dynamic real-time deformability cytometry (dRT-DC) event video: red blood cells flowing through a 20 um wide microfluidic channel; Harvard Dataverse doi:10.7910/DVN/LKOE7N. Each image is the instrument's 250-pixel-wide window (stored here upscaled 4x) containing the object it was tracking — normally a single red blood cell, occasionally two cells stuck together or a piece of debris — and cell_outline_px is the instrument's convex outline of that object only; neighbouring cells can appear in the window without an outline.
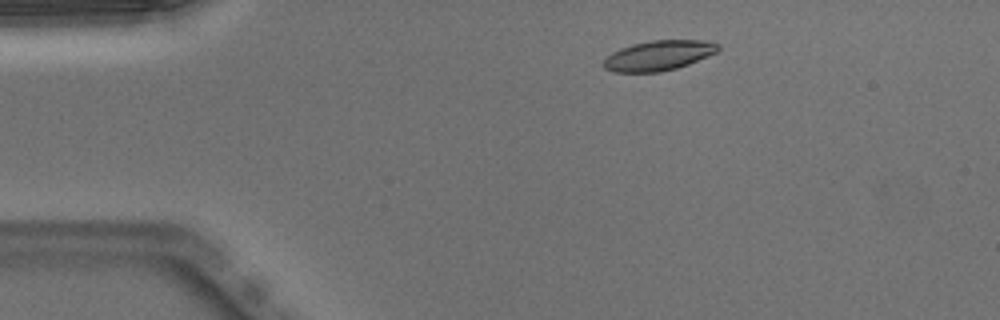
{"species": "Egyptian fruit bat (a non-hibernating species)", "species_latin": "Rousettus aegyptiacus", "temperature_condition": "warm", "stored_images_in_passage": 47, "camera_frame_rate_fps": 3000, "um_per_image_px": 0.085, "animal": {"sex": "male"}, "frame": {"image": 1, "passage_image": 6, "time_ms": 1.667, "image_size_px": [1000, 320], "cell_outline_px": [[720, 48], [716, 52], [708, 56], [688, 64], [676, 68], [660, 72], [612, 72], [604, 68], [604, 60], [612, 52], [620, 48], [632, 44], [652, 40], [704, 40], [720, 44]], "centroid_in_image_um": [55.98, 4.71], "position_along_channel_um": 29.0, "area_um2": 20.0}}
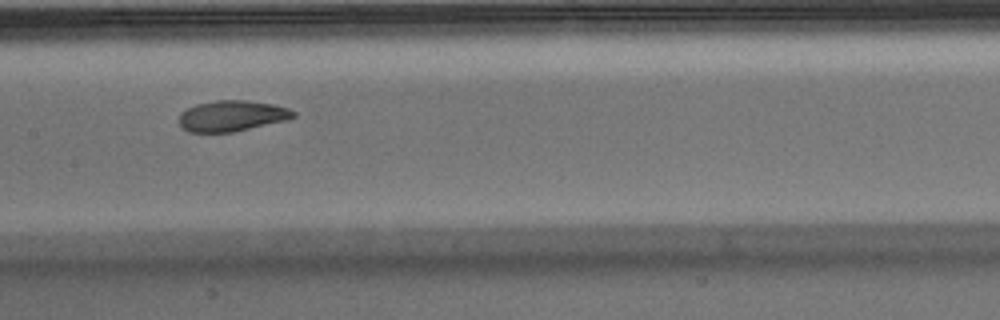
{"frame": {"image": 2, "passage_image": 22, "time_ms": 7.0, "image_size_px": [1000, 320], "cell_outline_px": [[296, 116], [288, 120], [232, 132], [188, 132], [180, 124], [180, 116], [188, 108], [196, 104], [216, 100], [244, 100], [272, 104], [288, 108], [296, 112]], "centroid_in_image_um": [19.75, 9.85], "position_along_channel_um": 187.6, "area_um2": 20.35}}
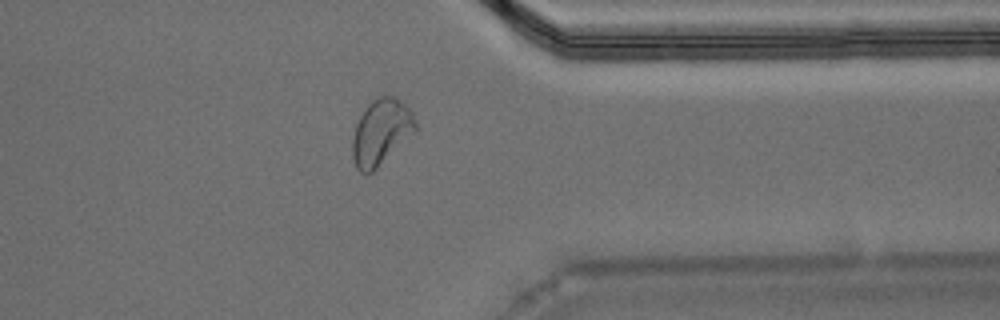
{"frame": {"image": 3, "passage_image": 37, "time_ms": 12.0, "image_size_px": [1000, 320], "cell_outline_px": [[416, 132], [372, 172], [360, 172], [356, 168], [352, 156], [352, 136], [356, 124], [364, 108], [376, 96], [392, 96], [400, 100], [412, 112], [416, 124]], "centroid_in_image_um": [32.38, 11.22], "position_along_channel_um": 379.0, "area_um2": 24.16}, "authors_computed_cell_mechanics": {"area_um2": 21.0392, "velocity_mm_per_s": 3.9712, "shape_relaxation_time_tau1_ms": 5.4808, "shape_relaxation_time_tau2_ms": 1.5244, "deformation_change_tau1": 0.1772, "deformation_change_tau2": 0.0685}}